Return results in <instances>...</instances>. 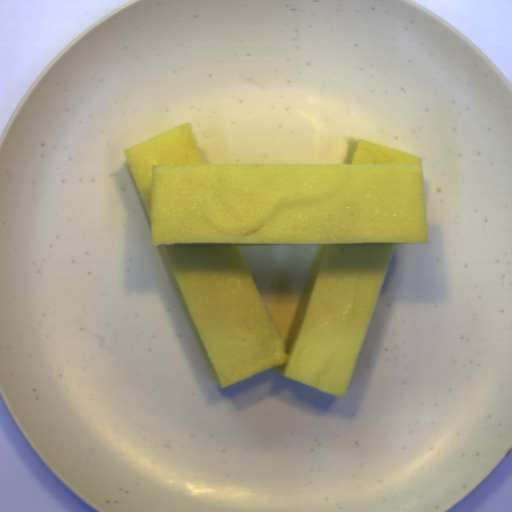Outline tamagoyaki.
I'll list each match as a JSON object with an SVG mask.
<instances>
[{
  "label": "tamagoyaki",
  "instance_id": "tamagoyaki-1",
  "mask_svg": "<svg viewBox=\"0 0 512 512\" xmlns=\"http://www.w3.org/2000/svg\"><path fill=\"white\" fill-rule=\"evenodd\" d=\"M343 164H206L191 122L124 151L214 384L284 366L345 397L397 245H428L422 158L349 137ZM286 344L239 245H319Z\"/></svg>",
  "mask_w": 512,
  "mask_h": 512
}]
</instances>
